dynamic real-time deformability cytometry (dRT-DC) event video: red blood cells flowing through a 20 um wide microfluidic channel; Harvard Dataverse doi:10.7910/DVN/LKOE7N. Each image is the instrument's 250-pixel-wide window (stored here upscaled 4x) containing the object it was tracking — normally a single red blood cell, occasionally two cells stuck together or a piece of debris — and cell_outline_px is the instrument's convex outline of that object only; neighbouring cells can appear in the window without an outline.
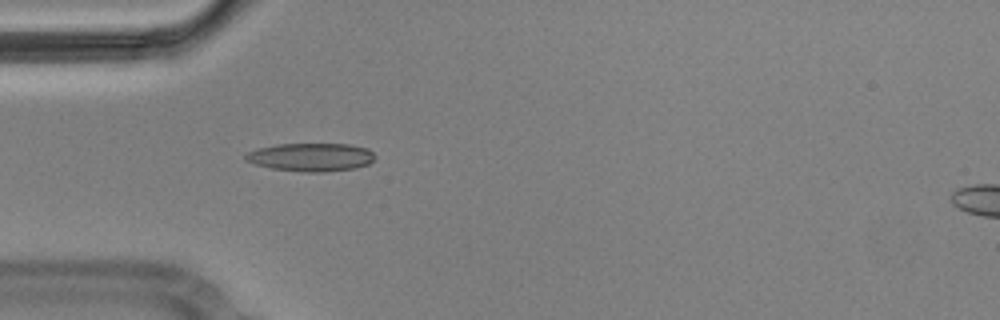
{"species": "Egyptian fruit bat (a non-hibernating species)", "species_latin": "Rousettus aegyptiacus", "temperature_condition": "cold", "stored_images_in_passage": 4, "camera_frame_rate_fps": 3000, "um_per_image_px": 0.085, "animal": {"sex": "male"}, "frame": {"image": 1, "passage_image": 4, "time_ms": 1.0, "image_size_px": [1000, 320], "cell_outline_px": [[376, 156], [368, 164], [356, 168], [324, 172], [304, 172], [272, 168], [256, 164], [244, 160], [244, 156], [248, 152], [256, 148], [276, 144], [348, 144], [368, 148]], "centroid_in_image_um": [26.43, 13.35], "position_along_channel_um": 58.6, "area_um2": 21.33}}